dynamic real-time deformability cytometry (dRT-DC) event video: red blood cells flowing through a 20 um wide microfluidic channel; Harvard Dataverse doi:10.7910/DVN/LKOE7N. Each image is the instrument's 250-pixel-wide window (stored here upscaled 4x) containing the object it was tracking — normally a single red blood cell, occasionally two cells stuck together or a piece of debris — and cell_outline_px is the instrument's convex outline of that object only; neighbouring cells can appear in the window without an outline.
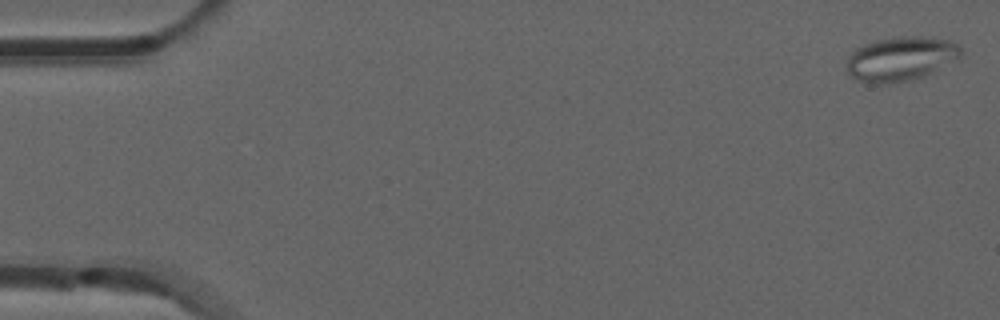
{"species": "common noctule bat (a hibernating species)", "species_latin": "Nyctalus noctula", "temperature_condition": "room temperature", "stored_images_in_passage": 53, "camera_frame_rate_fps": 3000, "um_per_image_px": 0.085, "animal": {"sex": "male", "forearm_length_mm": 52.5}, "frame": {"image": 1, "passage_image": 1, "time_ms": 0.0, "image_size_px": [1000, 320], "cell_outline_px": [[960, 56], [932, 72], [924, 76], [908, 80], [880, 84], [876, 84], [860, 80], [852, 76], [848, 72], [848, 56], [856, 48], [876, 40], [900, 36], [920, 36], [952, 40], [960, 48]], "centroid_in_image_um": [76.55, 4.98], "position_along_channel_um": 8.4, "area_um2": 28.9}}
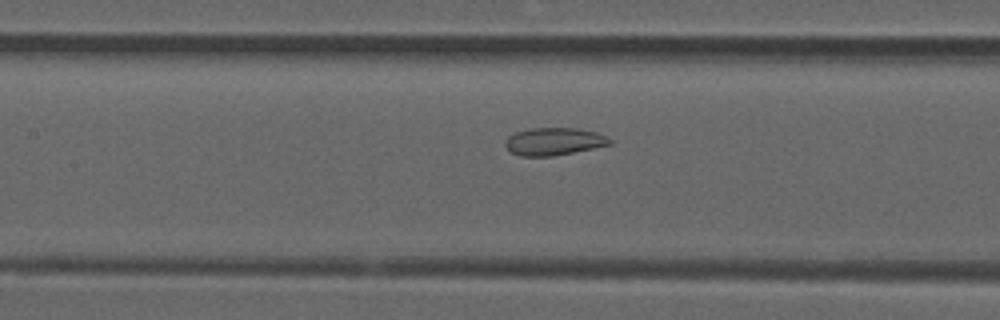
{"frame": {"image": 2, "passage_image": 24, "time_ms": 7.667, "image_size_px": [1000, 320], "cell_outline_px": [[612, 144], [552, 156], [520, 156], [512, 152], [504, 144], [504, 140], [508, 136], [516, 132], [528, 128], [580, 128], [596, 132], [612, 140]], "centroid_in_image_um": [47.06, 12.01], "position_along_channel_um": 160.3, "area_um2": 16.7}}
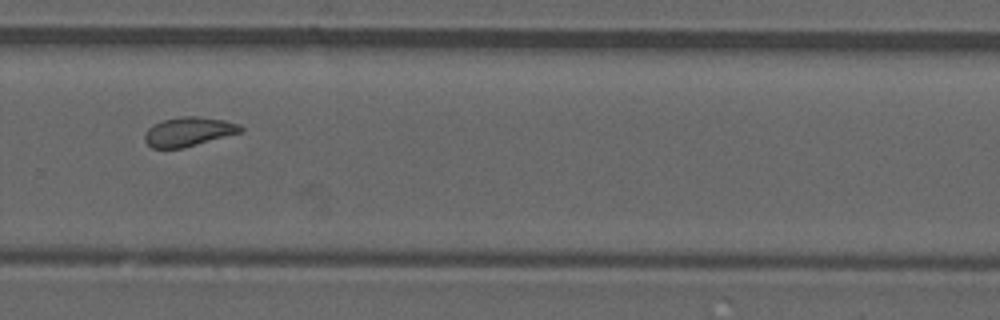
{"frame": {"image": 3, "passage_image": 36, "time_ms": 11.667, "image_size_px": [1000, 320], "cell_outline_px": [[244, 128], [240, 132], [180, 148], [152, 148], [144, 140], [144, 136], [148, 128], [164, 120], [180, 116], [200, 116], [224, 120], [240, 124]], "centroid_in_image_um": [16.02, 11.17], "position_along_channel_um": 313.8, "area_um2": 15.95}, "authors_computed_cell_mechanics": {"area_um2": 16.9932, "velocity_mm_per_s": 3.8523, "shape_relaxation_time_tau1_ms": null, "shape_relaxation_time_tau2_ms": 1.7449, "deformation_change_tau1": null, "deformation_change_tau2": 0.0692}}